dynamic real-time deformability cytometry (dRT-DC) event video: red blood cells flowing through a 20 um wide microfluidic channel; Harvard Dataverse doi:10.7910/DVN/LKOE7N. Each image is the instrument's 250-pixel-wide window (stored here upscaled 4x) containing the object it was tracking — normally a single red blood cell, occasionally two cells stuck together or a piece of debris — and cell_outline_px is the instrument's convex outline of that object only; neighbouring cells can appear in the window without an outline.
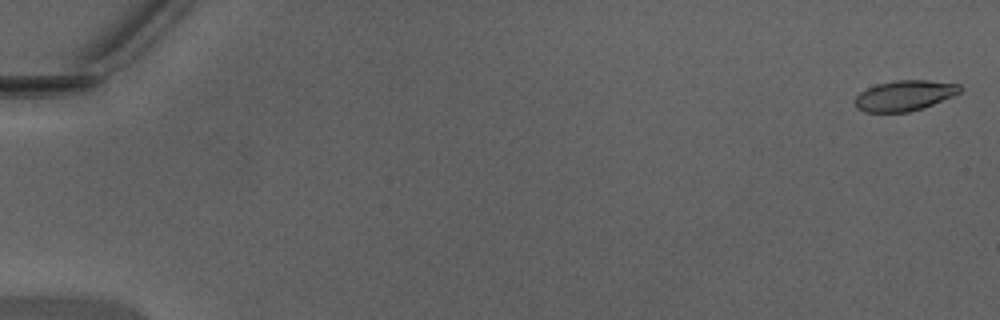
{"species": "Egyptian fruit bat (a non-hibernating species)", "species_latin": "Rousettus aegyptiacus", "temperature_condition": "warm", "stored_images_in_passage": 46, "camera_frame_rate_fps": 3000, "um_per_image_px": 0.085, "animal": {"sex": "male"}, "frame": {"image": 1, "passage_image": 1, "time_ms": 0.0, "image_size_px": [1000, 320], "cell_outline_px": [[960, 92], [952, 96], [932, 104], [908, 112], [864, 112], [856, 108], [856, 96], [860, 92], [876, 84], [896, 80], [928, 80], [960, 84]], "centroid_in_image_um": [76.86, 8.12], "position_along_channel_um": 8.1, "area_um2": 18.38}}
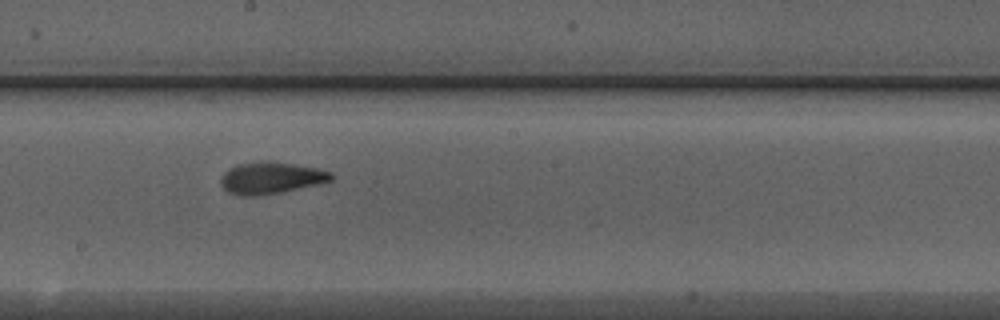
{"frame": {"image": 2, "passage_image": 28, "time_ms": 9.0, "image_size_px": [1000, 320], "cell_outline_px": [[336, 176], [332, 180], [316, 184], [280, 192], [256, 196], [240, 196], [228, 192], [220, 184], [220, 180], [224, 172], [228, 168], [236, 164], [288, 164], [316, 168], [332, 172]], "centroid_in_image_um": [23.01, 15.17], "position_along_channel_um": 225.2, "area_um2": 19.59}}
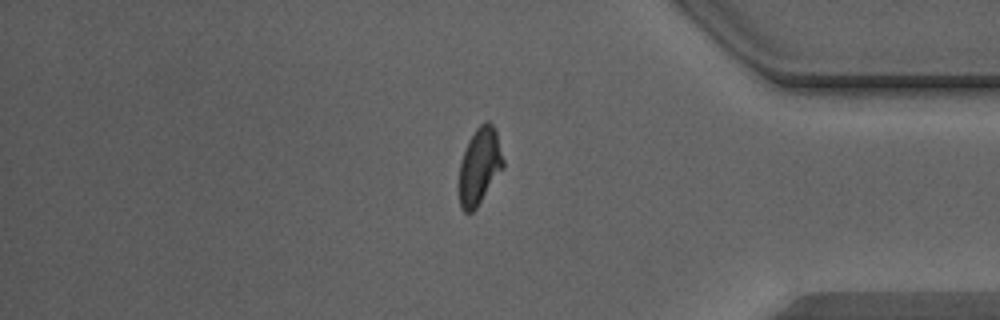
{"frame": {"image": 3, "passage_image": 41, "time_ms": 13.333, "image_size_px": [1000, 320], "cell_outline_px": [[504, 168], [476, 208], [472, 212], [464, 212], [460, 208], [460, 160], [476, 128], [484, 120], [488, 120], [496, 128], [504, 160]], "centroid_in_image_um": [40.8, 14.1], "position_along_channel_um": 394.4, "area_um2": 19.65}, "authors_computed_cell_mechanics": {"area_um2": 19.652, "velocity_mm_per_s": 4.3853, "shape_relaxation_time_tau1_ms": 3.532, "shape_relaxation_time_tau2_ms": 1.4008, "deformation_change_tau1": 0.1827, "deformation_change_tau2": 0.0898}}